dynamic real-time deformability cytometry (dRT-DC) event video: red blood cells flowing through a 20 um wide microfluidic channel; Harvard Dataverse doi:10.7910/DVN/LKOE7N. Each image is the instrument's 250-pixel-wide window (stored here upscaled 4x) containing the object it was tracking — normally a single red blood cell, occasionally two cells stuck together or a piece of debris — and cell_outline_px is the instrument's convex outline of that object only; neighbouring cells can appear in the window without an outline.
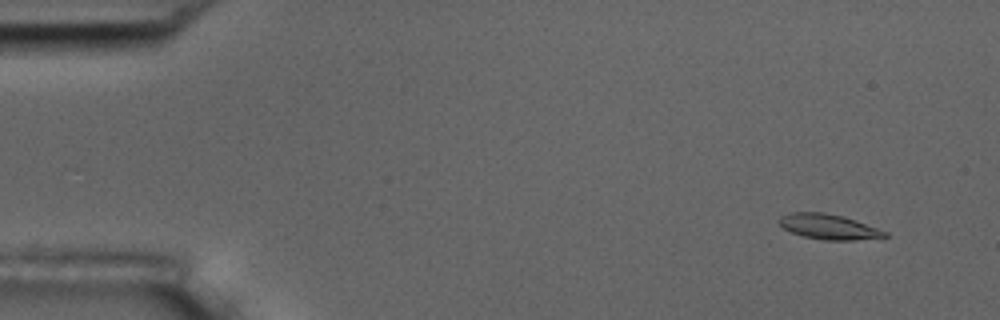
{"species": "common noctule bat (a hibernating species)", "species_latin": "Nyctalus noctula", "temperature_condition": "room temperature", "stored_images_in_passage": 10, "camera_frame_rate_fps": 3000, "um_per_image_px": 0.085, "animal": {"sex": "male", "body_mass_g": 17.5, "forearm_length_mm": 52.3}, "frame": {"image": 1, "passage_image": 2, "time_ms": 1.333, "image_size_px": [1000, 320], "cell_outline_px": [[888, 236], [852, 240], [824, 240], [804, 236], [792, 232], [784, 228], [776, 220], [780, 216], [792, 212], [824, 212], [844, 216], [856, 220], [888, 232]], "centroid_in_image_um": [70.42, 19.26], "position_along_channel_um": 14.6, "area_um2": 15.43}}
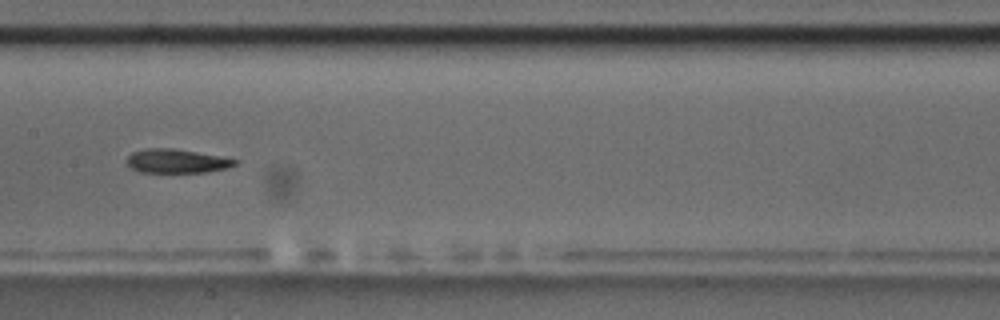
{"frame": {"image": 2, "passage_image": 9, "time_ms": 9.333, "image_size_px": [1000, 320], "cell_outline_px": [[240, 160], [236, 164], [224, 168], [208, 172], [140, 172], [132, 168], [124, 160], [132, 152], [148, 148], [172, 148], [196, 152]], "centroid_in_image_um": [14.98, 13.69], "position_along_channel_um": 192.4, "area_um2": 14.91}}
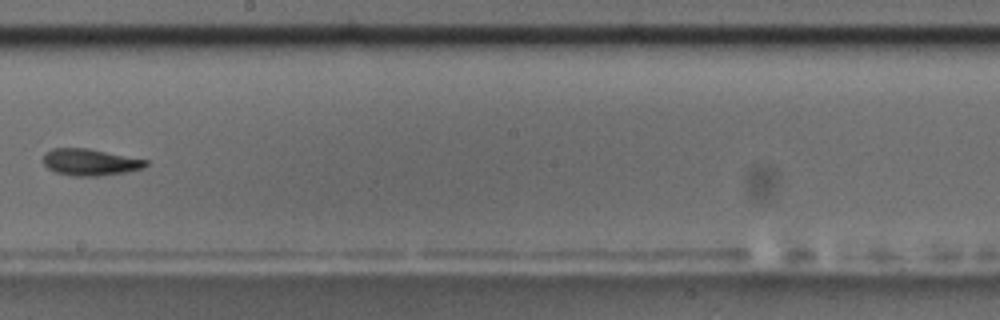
{"frame": {"image": 3, "passage_image": 10, "time_ms": 10.667, "image_size_px": [1000, 320], "cell_outline_px": [[148, 164], [144, 168], [124, 172], [100, 176], [72, 176], [56, 172], [48, 168], [44, 164], [44, 152], [52, 148], [88, 148], [148, 160]], "centroid_in_image_um": [7.65, 13.78], "position_along_channel_um": 240.5, "area_um2": 15.95}}